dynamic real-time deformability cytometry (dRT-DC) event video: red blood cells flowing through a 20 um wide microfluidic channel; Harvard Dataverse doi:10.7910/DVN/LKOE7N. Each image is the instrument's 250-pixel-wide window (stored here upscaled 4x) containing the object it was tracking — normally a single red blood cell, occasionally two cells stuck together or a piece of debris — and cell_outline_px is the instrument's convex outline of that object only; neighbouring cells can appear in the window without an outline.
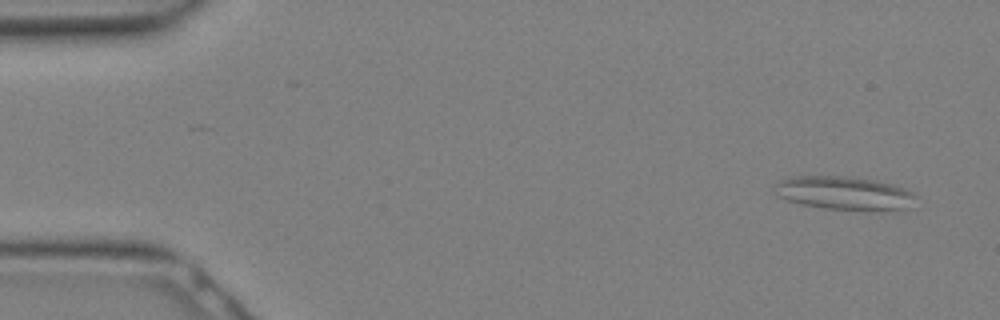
{"species": "Egyptian fruit bat (a non-hibernating species)", "species_latin": "Rousettus aegyptiacus", "temperature_condition": "warm", "stored_images_in_passage": 10, "camera_frame_rate_fps": 3000, "um_per_image_px": 0.085, "animal": {"sex": "female"}, "frame": {"image": 1, "passage_image": 1, "time_ms": 0.0, "image_size_px": [1000, 320], "cell_outline_px": [[916, 196], [900, 208], [884, 212], [824, 208], [804, 204], [788, 200], [776, 196], [776, 184], [784, 180], [796, 176], [840, 176], [872, 180], [892, 184], [912, 192]], "centroid_in_image_um": [71.72, 16.43], "position_along_channel_um": 13.3, "area_um2": 26.82}}